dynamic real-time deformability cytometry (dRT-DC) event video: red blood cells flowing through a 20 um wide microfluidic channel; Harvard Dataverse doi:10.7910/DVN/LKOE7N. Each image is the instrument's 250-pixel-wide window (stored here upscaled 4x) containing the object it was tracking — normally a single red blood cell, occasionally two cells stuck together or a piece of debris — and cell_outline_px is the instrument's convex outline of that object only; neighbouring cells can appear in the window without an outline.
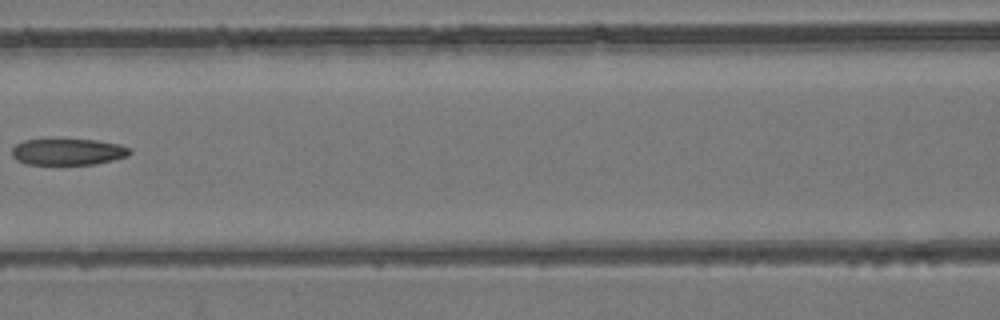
{"species": "common noctule bat (a hibernating species)", "species_latin": "Nyctalus noctula", "temperature_condition": "room temperature", "stored_images_in_passage": 7, "camera_frame_rate_fps": 3000, "um_per_image_px": 0.085, "animal": {"sex": "female", "body_mass_g": 24.6, "forearm_length_mm": 56.2}, "frame": {"image": 1, "passage_image": 7, "time_ms": 7.0, "image_size_px": [1000, 320], "cell_outline_px": [[132, 152], [128, 156], [96, 164], [28, 164], [16, 160], [12, 156], [12, 148], [16, 144], [24, 140], [96, 140], [120, 144], [128, 148]], "centroid_in_image_um": [5.78, 12.91], "position_along_channel_um": 160.8, "area_um2": 17.98}}